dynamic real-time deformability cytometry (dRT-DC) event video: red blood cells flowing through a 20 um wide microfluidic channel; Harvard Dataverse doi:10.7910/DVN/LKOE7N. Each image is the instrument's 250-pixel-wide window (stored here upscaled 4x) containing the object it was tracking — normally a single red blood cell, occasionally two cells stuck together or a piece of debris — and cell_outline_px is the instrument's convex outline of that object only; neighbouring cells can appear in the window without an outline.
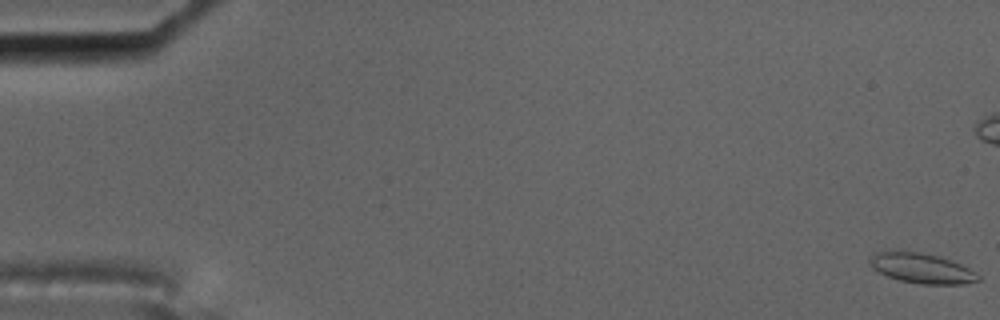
{"species": "common noctule bat (a hibernating species)", "species_latin": "Nyctalus noctula", "temperature_condition": "cold", "stored_images_in_passage": 60, "camera_frame_rate_fps": 3000, "um_per_image_px": 0.085, "animal": {"sex": "male", "body_mass_g": 17.5, "forearm_length_mm": 52.3}, "frame": {"image": 1, "passage_image": 1, "time_ms": 0.0, "image_size_px": [1000, 320], "cell_outline_px": [[980, 280], [964, 284], [920, 284], [900, 280], [888, 276], [872, 268], [868, 264], [868, 260], [876, 252], [884, 248], [904, 248], [940, 256], [960, 264], [968, 268], [980, 276]], "centroid_in_image_um": [78.24, 22.73], "position_along_channel_um": 6.8, "area_um2": 19.71}}
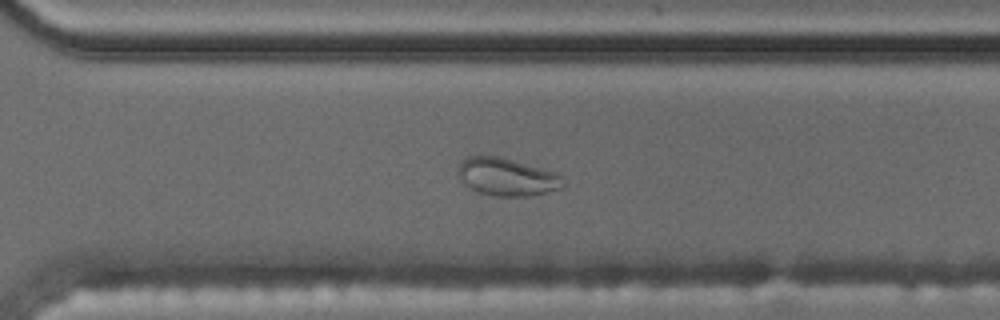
{"frame": {"image": 2, "passage_image": 42, "time_ms": 13.667, "image_size_px": [1000, 320], "cell_outline_px": [[564, 184], [560, 188], [532, 196], [496, 196], [480, 192], [464, 184], [460, 180], [456, 172], [460, 160], [468, 156], [500, 156], [556, 172], [564, 176]], "centroid_in_image_um": [43.07, 15.02], "position_along_channel_um": 327.5, "area_um2": 23.29}}
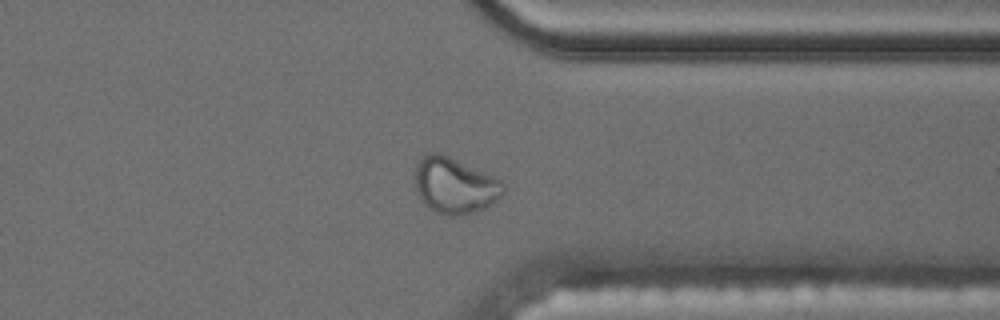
{"frame": {"image": 3, "passage_image": 46, "time_ms": 15.0, "image_size_px": [1000, 320], "cell_outline_px": [[504, 192], [496, 200], [484, 208], [472, 212], [456, 216], [448, 216], [436, 212], [424, 204], [416, 192], [412, 176], [416, 164], [428, 152], [440, 152], [484, 172], [500, 180], [504, 184]], "centroid_in_image_um": [38.58, 15.76], "position_along_channel_um": 372.8, "area_um2": 28.9}}